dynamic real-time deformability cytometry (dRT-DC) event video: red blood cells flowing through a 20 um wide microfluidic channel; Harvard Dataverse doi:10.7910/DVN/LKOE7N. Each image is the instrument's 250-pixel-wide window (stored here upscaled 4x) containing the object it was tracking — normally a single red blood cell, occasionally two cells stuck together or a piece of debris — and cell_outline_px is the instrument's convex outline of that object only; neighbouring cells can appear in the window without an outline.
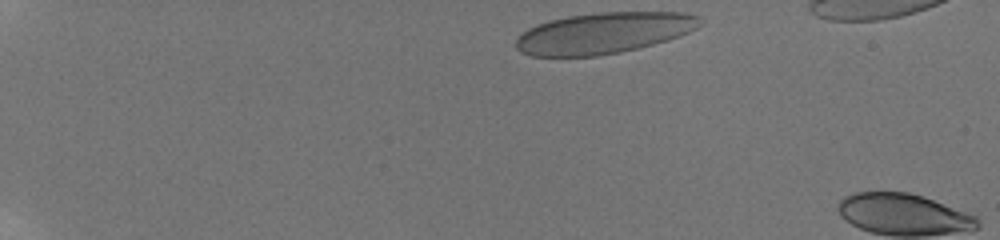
{"species": "human", "species_latin": "Homo sapiens", "temperature_condition": "room temperature", "stored_images_in_passage": 5, "camera_frame_rate_fps": 3000, "um_per_image_px": 0.085, "donor": {"sex": "male"}, "frame": {"image": 1, "passage_image": 1, "time_ms": 0.0, "image_size_px": [1000, 240], "cell_outline_px": [[704, 20], [696, 28], [680, 36], [668, 40], [620, 52], [596, 56], [532, 56], [520, 52], [516, 48], [516, 36], [528, 28], [536, 24], [548, 20], [568, 16], [600, 12], [684, 12], [700, 16]], "centroid_in_image_um": [51.3, 2.8], "position_along_channel_um": 33.7, "area_um2": 44.27}}